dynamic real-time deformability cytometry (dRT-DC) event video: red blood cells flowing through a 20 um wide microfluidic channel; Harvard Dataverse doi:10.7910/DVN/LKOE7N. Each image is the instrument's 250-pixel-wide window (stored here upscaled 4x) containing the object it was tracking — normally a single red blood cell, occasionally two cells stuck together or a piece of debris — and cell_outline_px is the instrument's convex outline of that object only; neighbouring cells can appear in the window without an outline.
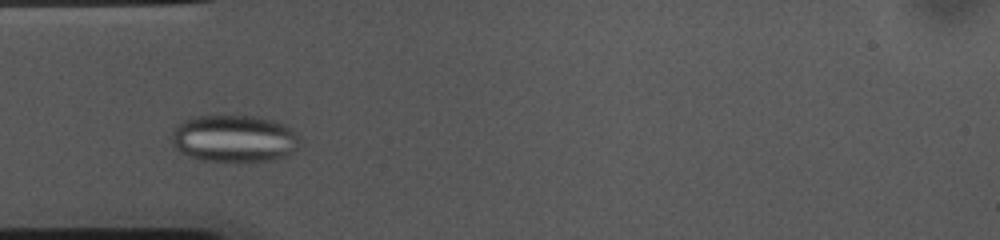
{"species": "common noctule bat (a hibernating species)", "species_latin": "Nyctalus noctula", "temperature_condition": "cold", "stored_images_in_passage": 37, "camera_frame_rate_fps": 3000, "um_per_image_px": 0.085, "animal": {"sex": "female", "body_mass_g": 10.0, "forearm_length_mm": 53.1}, "frame": {"image": 1, "passage_image": 9, "time_ms": 2.667, "image_size_px": [1000, 240], "cell_outline_px": [[304, 140], [292, 152], [276, 160], [200, 160], [188, 156], [180, 152], [172, 144], [168, 136], [172, 128], [176, 124], [192, 116], [256, 116], [272, 120], [284, 124], [304, 136]], "centroid_in_image_um": [19.9, 11.75], "position_along_channel_um": 65.1, "area_um2": 35.78}}
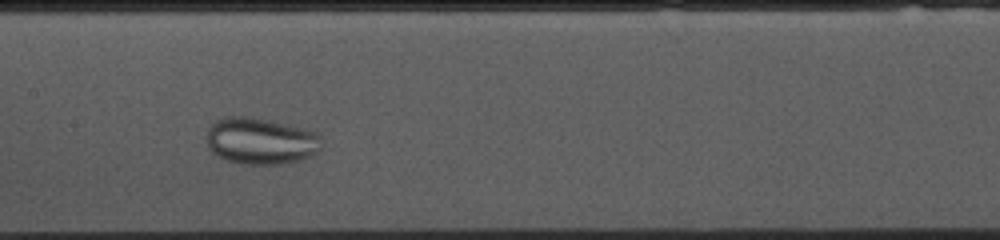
{"frame": {"image": 2, "passage_image": 19, "time_ms": 6.0, "image_size_px": [1000, 240], "cell_outline_px": [[320, 148], [312, 156], [304, 160], [280, 164], [244, 164], [228, 160], [216, 156], [208, 148], [208, 128], [216, 120], [224, 116], [248, 116], [308, 128], [316, 132], [320, 136]], "centroid_in_image_um": [22.18, 11.98], "position_along_channel_um": 185.2, "area_um2": 31.5}}
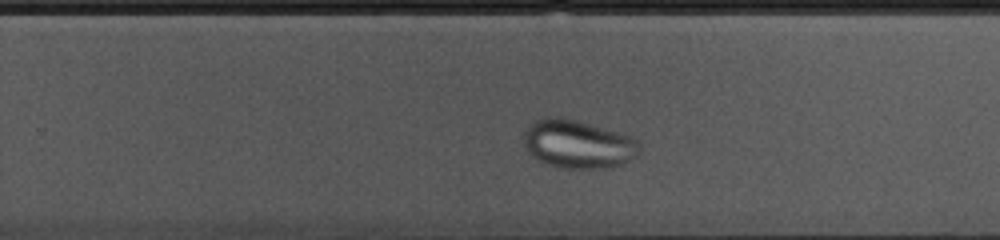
{"frame": {"image": 3, "passage_image": 27, "time_ms": 8.667, "image_size_px": [1000, 240], "cell_outline_px": [[640, 148], [636, 156], [620, 164], [604, 168], [564, 168], [548, 164], [532, 156], [528, 152], [524, 144], [524, 132], [528, 124], [536, 120], [548, 116], [556, 116], [576, 120], [632, 136], [640, 144]], "centroid_in_image_um": [49.1, 12.23], "position_along_channel_um": 280.7, "area_um2": 32.43}}